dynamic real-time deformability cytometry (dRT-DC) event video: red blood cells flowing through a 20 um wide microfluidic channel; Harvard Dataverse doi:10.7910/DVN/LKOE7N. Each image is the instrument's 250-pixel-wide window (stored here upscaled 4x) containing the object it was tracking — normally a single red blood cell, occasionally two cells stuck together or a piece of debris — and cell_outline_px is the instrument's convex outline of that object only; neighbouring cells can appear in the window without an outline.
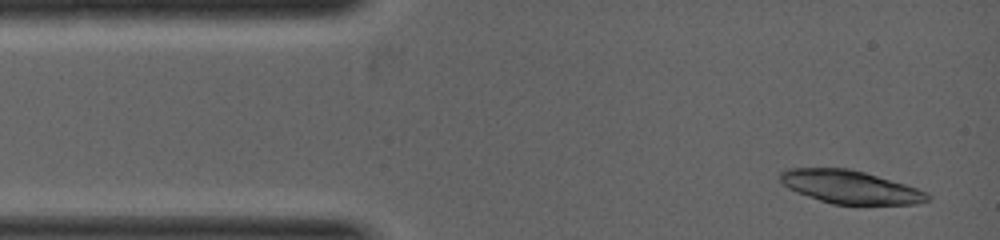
{"species": "common noctule bat (a hibernating species)", "species_latin": "Nyctalus noctula", "temperature_condition": "warm", "stored_images_in_passage": 2, "camera_frame_rate_fps": 5000, "um_per_image_px": 0.085, "animal": {"sex": "female", "body_mass_g": 19.0, "forearm_length_mm": 53.3}, "frame": {"image": 1, "passage_image": 1, "time_ms": 0.0, "image_size_px": [1000, 240], "cell_outline_px": [[928, 200], [912, 204], [832, 204], [808, 196], [788, 188], [780, 180], [780, 172], [788, 168], [848, 168], [864, 172], [904, 184], [916, 188], [924, 192], [928, 196]], "centroid_in_image_um": [72.2, 15.88], "position_along_channel_um": 12.8, "area_um2": 27.86}}